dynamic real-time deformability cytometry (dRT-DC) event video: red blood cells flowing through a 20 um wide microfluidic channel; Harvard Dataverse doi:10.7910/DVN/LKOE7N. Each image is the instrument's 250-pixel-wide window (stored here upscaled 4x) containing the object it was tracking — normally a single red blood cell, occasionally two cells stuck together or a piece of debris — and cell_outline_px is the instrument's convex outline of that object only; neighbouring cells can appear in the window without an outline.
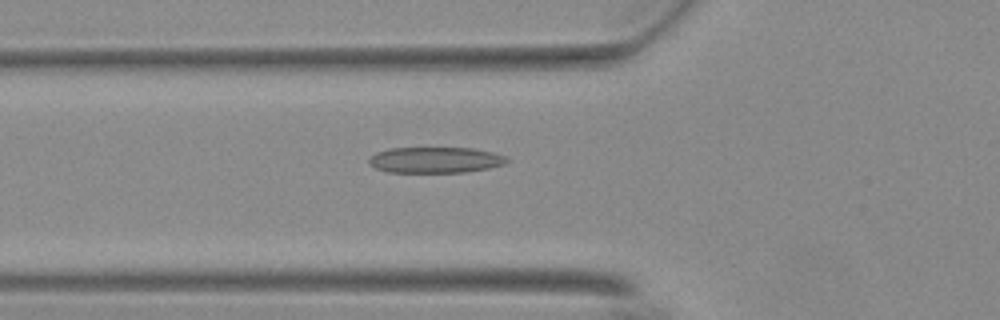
{"species": "Egyptian fruit bat (a non-hibernating species)", "species_latin": "Rousettus aegyptiacus", "temperature_condition": "warm", "stored_images_in_passage": 19, "camera_frame_rate_fps": 3000, "um_per_image_px": 0.085, "animal": {"sex": "female"}, "frame": {"image": 1, "passage_image": 8, "time_ms": 2.333, "image_size_px": [1000, 320], "cell_outline_px": [[508, 160], [504, 164], [488, 168], [464, 172], [388, 172], [376, 168], [368, 164], [368, 160], [376, 152], [388, 148], [472, 148], [492, 152], [504, 156]], "centroid_in_image_um": [36.96, 13.59], "position_along_channel_um": 88.8, "area_um2": 20.69}}
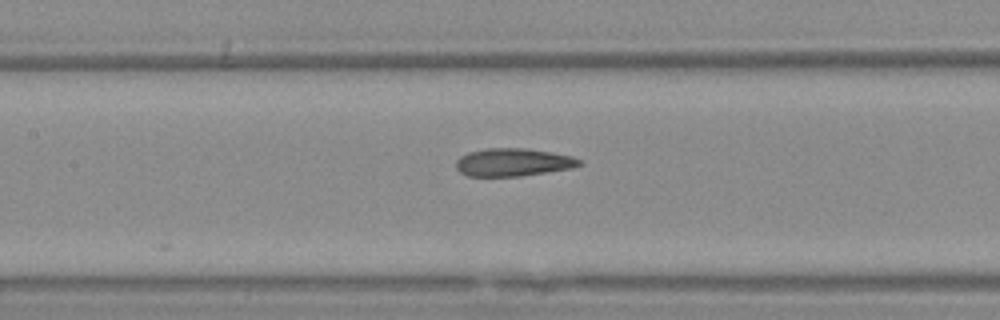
{"frame": {"image": 2, "passage_image": 14, "time_ms": 4.333, "image_size_px": [1000, 320], "cell_outline_px": [[584, 164], [572, 168], [520, 176], [468, 176], [460, 172], [456, 168], [456, 160], [460, 156], [468, 152], [488, 148], [528, 148], [552, 152], [572, 156], [584, 160]], "centroid_in_image_um": [43.65, 13.78], "position_along_channel_um": 163.8, "area_um2": 20.23}}
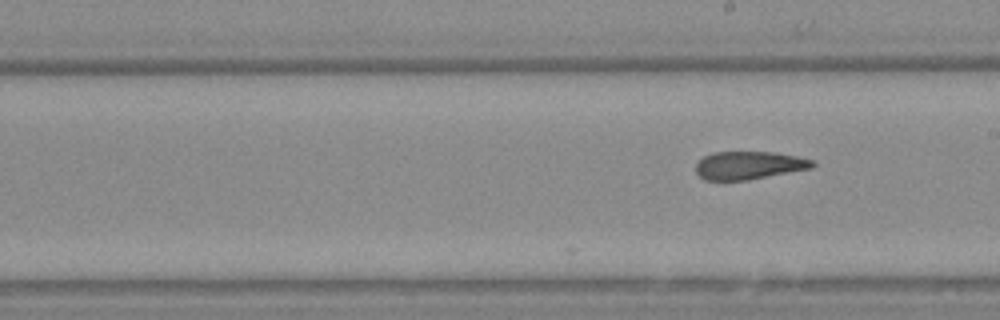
{"frame": {"image": 3, "passage_image": 19, "time_ms": 6.0, "image_size_px": [1000, 320], "cell_outline_px": [[816, 164], [812, 168], [748, 180], [704, 180], [696, 172], [696, 164], [704, 156], [712, 152], [772, 152], [796, 156], [812, 160]], "centroid_in_image_um": [63.65, 14.05], "position_along_channel_um": 225.4, "area_um2": 18.96}}